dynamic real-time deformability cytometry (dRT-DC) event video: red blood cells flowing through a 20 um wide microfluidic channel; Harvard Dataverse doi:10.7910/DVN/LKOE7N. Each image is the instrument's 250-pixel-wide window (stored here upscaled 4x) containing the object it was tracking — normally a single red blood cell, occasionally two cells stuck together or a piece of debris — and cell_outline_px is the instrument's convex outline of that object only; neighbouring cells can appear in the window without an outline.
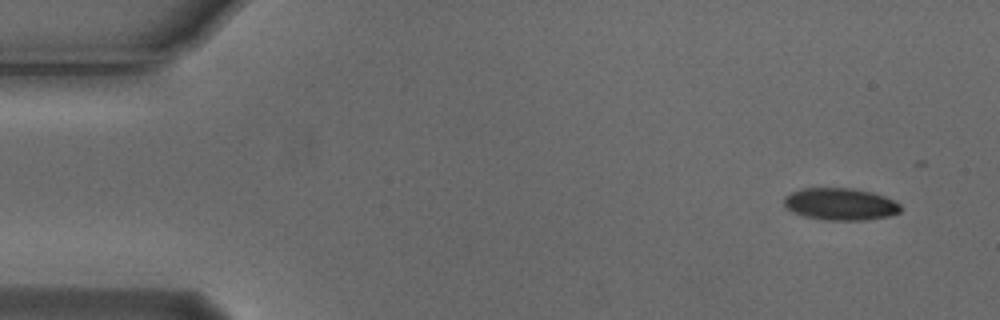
{"species": "Egyptian fruit bat (a non-hibernating species)", "species_latin": "Rousettus aegyptiacus", "temperature_condition": "cold", "stored_images_in_passage": 5, "camera_frame_rate_fps": 3000, "um_per_image_px": 0.085, "animal": {"sex": "male"}, "frame": {"image": 1, "passage_image": 1, "time_ms": 0.0, "image_size_px": [1000, 320], "cell_outline_px": [[900, 212], [888, 216], [864, 220], [824, 220], [804, 216], [788, 208], [784, 204], [784, 196], [792, 192], [804, 188], [852, 188], [872, 192], [884, 196], [900, 204]], "centroid_in_image_um": [71.43, 17.34], "position_along_channel_um": 13.6, "area_um2": 21.62}}
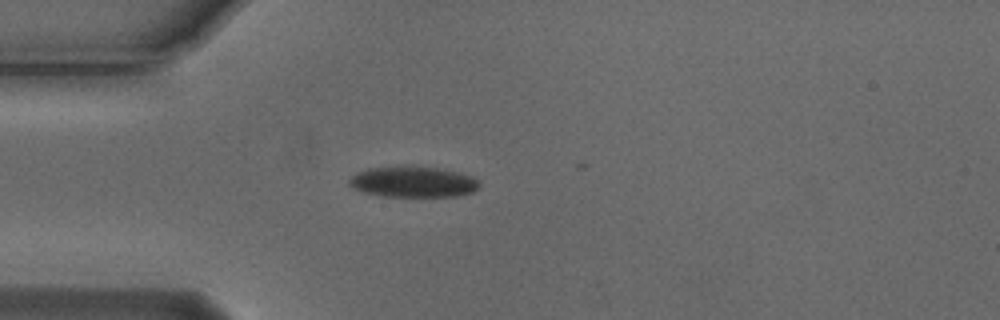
{"frame": {"image": 2, "passage_image": 4, "time_ms": 1.0, "image_size_px": [1000, 320], "cell_outline_px": [[480, 188], [472, 192], [456, 196], [380, 196], [364, 192], [348, 184], [348, 180], [352, 176], [368, 168], [404, 164], [416, 164], [444, 168], [460, 172], [472, 176], [480, 180]], "centroid_in_image_um": [35.17, 15.41], "position_along_channel_um": 49.8, "area_um2": 24.16}}